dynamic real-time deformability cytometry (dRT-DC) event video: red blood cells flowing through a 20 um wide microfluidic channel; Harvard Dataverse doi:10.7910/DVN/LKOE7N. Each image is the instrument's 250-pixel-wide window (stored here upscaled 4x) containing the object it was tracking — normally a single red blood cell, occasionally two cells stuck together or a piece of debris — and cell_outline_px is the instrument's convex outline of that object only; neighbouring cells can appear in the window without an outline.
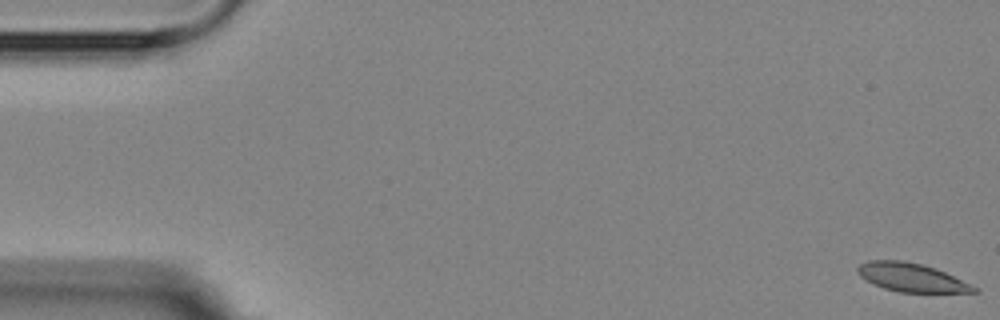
{"species": "Egyptian fruit bat (a non-hibernating species)", "species_latin": "Rousettus aegyptiacus", "temperature_condition": "room temperature", "stored_images_in_passage": 5, "camera_frame_rate_fps": 3000, "um_per_image_px": 0.085, "animal": {"sex": "female"}, "frame": {"image": 1, "passage_image": 1, "time_ms": 0.0, "image_size_px": [1000, 320], "cell_outline_px": [[980, 292], [900, 292], [884, 288], [864, 280], [856, 272], [856, 268], [860, 264], [868, 260], [904, 260], [924, 264], [936, 268], [980, 288]], "centroid_in_image_um": [77.47, 23.57], "position_along_channel_um": 7.5, "area_um2": 19.54}}
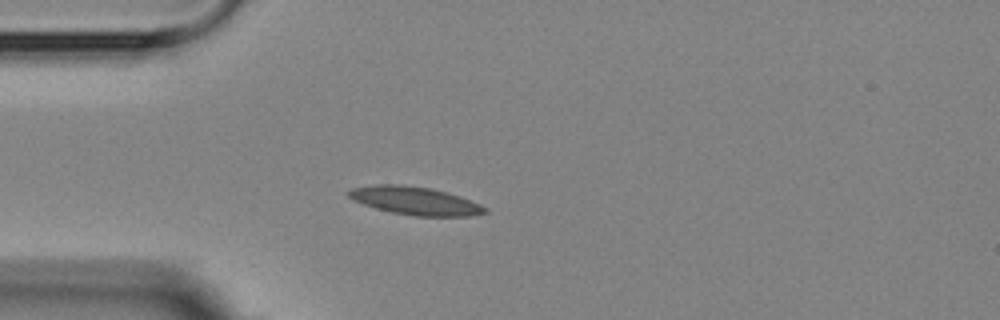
{"frame": {"image": 2, "passage_image": 4, "time_ms": 4.667, "image_size_px": [1000, 320], "cell_outline_px": [[488, 212], [472, 216], [416, 216], [392, 212], [376, 208], [352, 200], [344, 192], [352, 188], [376, 184], [396, 184], [432, 188], [448, 192], [460, 196], [480, 204], [488, 208]], "centroid_in_image_um": [35.28, 17.06], "position_along_channel_um": 49.7, "area_um2": 22.43}}